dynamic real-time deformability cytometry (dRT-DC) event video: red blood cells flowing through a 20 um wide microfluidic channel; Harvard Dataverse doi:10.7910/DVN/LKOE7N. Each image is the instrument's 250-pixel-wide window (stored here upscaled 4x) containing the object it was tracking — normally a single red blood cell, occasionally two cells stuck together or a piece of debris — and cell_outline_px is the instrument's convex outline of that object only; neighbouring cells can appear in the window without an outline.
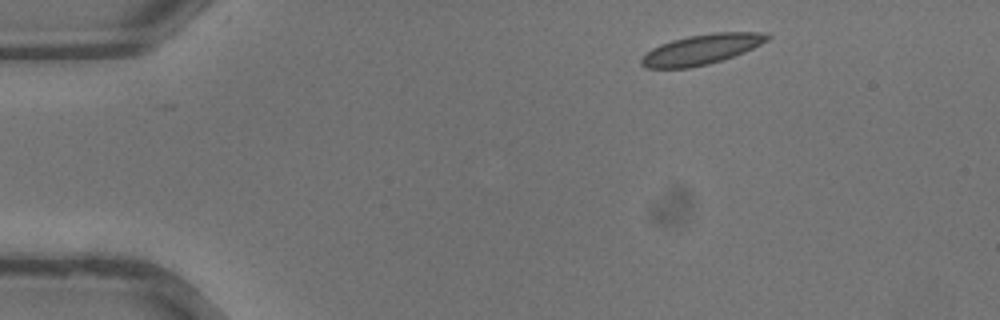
{"species": "common noctule bat (a hibernating species)", "species_latin": "Nyctalus noctula", "temperature_condition": "warm", "stored_images_in_passage": 3, "camera_frame_rate_fps": 3000, "um_per_image_px": 0.085, "animal": {"sex": "male", "body_mass_g": 13.3}, "frame": {"image": 1, "passage_image": 3, "time_ms": 0.667, "image_size_px": [1000, 320], "cell_outline_px": [[772, 36], [768, 40], [744, 52], [708, 64], [688, 68], [648, 68], [640, 64], [640, 60], [652, 48], [660, 44], [672, 40], [688, 36], [716, 32], [768, 32]], "centroid_in_image_um": [59.65, 4.19], "position_along_channel_um": 25.4, "area_um2": 21.91}}